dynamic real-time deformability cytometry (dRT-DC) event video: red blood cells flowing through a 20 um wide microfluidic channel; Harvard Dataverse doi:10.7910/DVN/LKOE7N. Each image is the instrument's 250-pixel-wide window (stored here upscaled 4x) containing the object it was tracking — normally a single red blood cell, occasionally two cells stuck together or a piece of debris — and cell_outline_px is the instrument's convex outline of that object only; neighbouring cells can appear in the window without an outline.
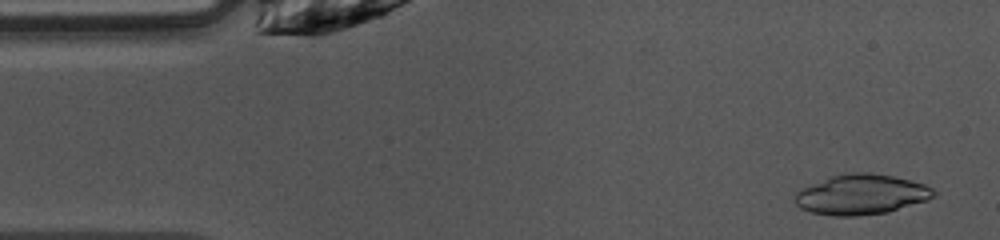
{"species": "common noctule bat (a hibernating species)", "species_latin": "Nyctalus noctula", "temperature_condition": "warm", "stored_images_in_passage": 46, "camera_frame_rate_fps": 3000, "um_per_image_px": 0.085, "animal": {"sex": "female", "body_mass_g": 10.0, "forearm_length_mm": 53.1}, "frame": {"image": 1, "passage_image": 2, "time_ms": 0.333, "image_size_px": [1000, 240], "cell_outline_px": [[936, 196], [928, 200], [888, 212], [856, 216], [832, 216], [812, 212], [800, 208], [792, 200], [796, 192], [800, 188], [832, 176], [852, 172], [872, 172], [892, 176], [924, 184], [932, 188], [936, 192]], "centroid_in_image_um": [73.19, 16.54], "position_along_channel_um": 11.8, "area_um2": 32.6}}